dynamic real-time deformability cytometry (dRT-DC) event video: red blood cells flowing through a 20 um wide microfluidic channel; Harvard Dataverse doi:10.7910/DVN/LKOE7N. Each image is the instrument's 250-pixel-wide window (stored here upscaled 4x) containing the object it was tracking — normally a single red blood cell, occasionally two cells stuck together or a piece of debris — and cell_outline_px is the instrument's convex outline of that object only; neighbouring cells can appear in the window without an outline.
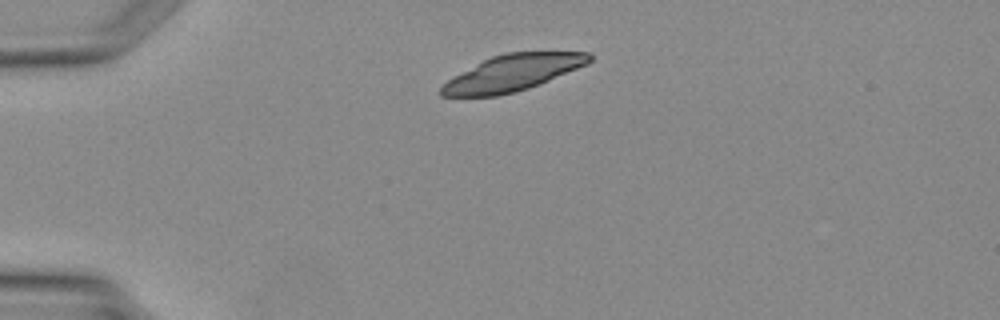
{"species": "Egyptian fruit bat (a non-hibernating species)", "species_latin": "Rousettus aegyptiacus", "temperature_condition": "warm", "stored_images_in_passage": 3, "segment_of_instrument_passage": [1, 2], "camera_frame_rate_fps": 3000, "um_per_image_px": 0.085, "animal": {"sex": "female"}, "frame": {"image": 1, "passage_image": 1, "time_ms": 0.0, "image_size_px": [1000, 320], "cell_outline_px": [[592, 60], [588, 64], [540, 84], [516, 92], [496, 96], [440, 96], [440, 88], [452, 76], [492, 56], [504, 52], [588, 52], [592, 56]], "centroid_in_image_um": [43.57, 6.19], "position_along_channel_um": 41.4, "area_um2": 31.15}}